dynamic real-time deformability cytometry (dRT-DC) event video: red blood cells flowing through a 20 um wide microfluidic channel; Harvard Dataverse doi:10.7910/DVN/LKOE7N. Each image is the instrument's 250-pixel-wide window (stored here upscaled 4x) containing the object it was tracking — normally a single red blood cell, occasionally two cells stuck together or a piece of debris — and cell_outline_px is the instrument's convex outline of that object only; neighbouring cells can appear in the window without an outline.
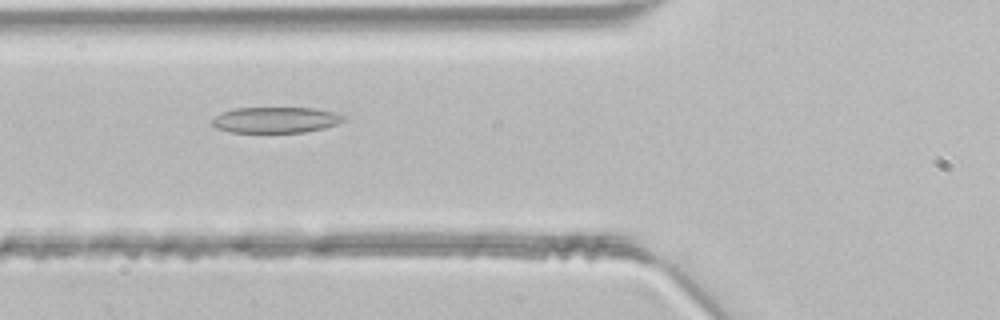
{"species": "common noctule bat (a hibernating species)", "species_latin": "Nyctalus noctula", "temperature_condition": "room temperature", "stored_images_in_passage": 40, "segment_of_instrument_passage": [1, 2], "camera_frame_rate_fps": 3000, "um_per_image_px": 0.085, "animal": {"sex": "male", "body_mass_g": 21.5, "forearm_length_mm": 52.0}, "frame": {"image": 1, "passage_image": 10, "time_ms": 3.0, "image_size_px": [1000, 320], "cell_outline_px": [[348, 120], [324, 128], [304, 132], [232, 132], [216, 128], [212, 124], [212, 120], [220, 112], [236, 108], [312, 108], [336, 112], [348, 116]], "centroid_in_image_um": [23.49, 10.19], "position_along_channel_um": 102.3, "area_um2": 19.94}}
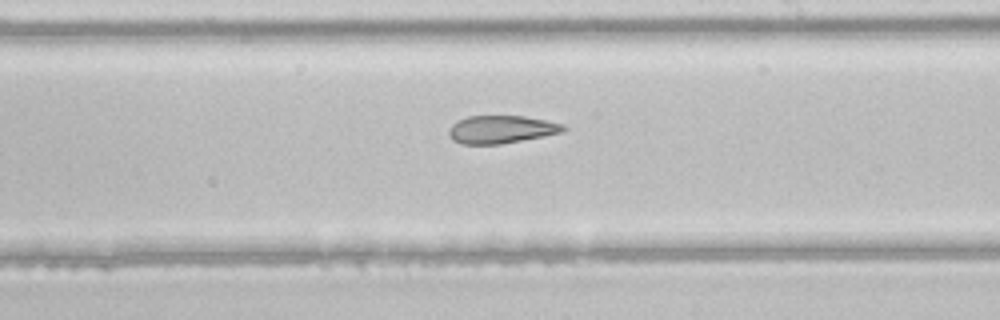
{"frame": {"image": 2, "passage_image": 20, "time_ms": 6.333, "image_size_px": [1000, 320], "cell_outline_px": [[568, 128], [564, 132], [544, 136], [500, 144], [460, 144], [452, 140], [448, 132], [452, 124], [468, 116], [524, 116], [564, 124]], "centroid_in_image_um": [42.63, 11.0], "position_along_channel_um": 246.4, "area_um2": 18.55}}
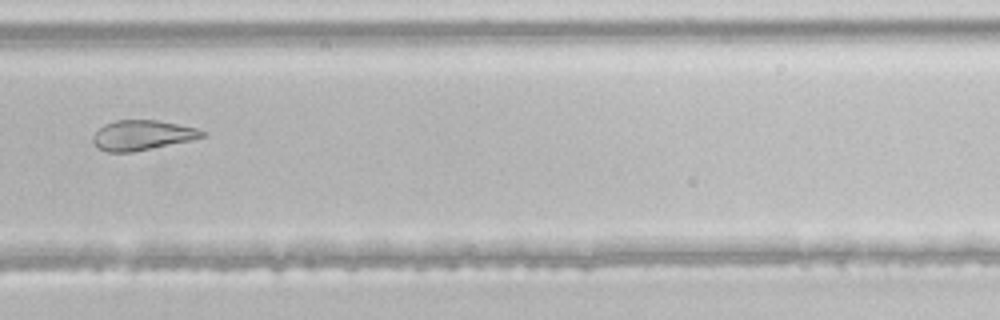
{"frame": {"image": 3, "passage_image": 25, "time_ms": 8.0, "image_size_px": [1000, 320], "cell_outline_px": [[208, 136], [192, 140], [132, 152], [108, 152], [96, 148], [92, 140], [92, 136], [104, 124], [116, 120], [156, 120], [196, 128], [204, 132]], "centroid_in_image_um": [12.07, 11.5], "position_along_channel_um": 317.7, "area_um2": 19.02}}